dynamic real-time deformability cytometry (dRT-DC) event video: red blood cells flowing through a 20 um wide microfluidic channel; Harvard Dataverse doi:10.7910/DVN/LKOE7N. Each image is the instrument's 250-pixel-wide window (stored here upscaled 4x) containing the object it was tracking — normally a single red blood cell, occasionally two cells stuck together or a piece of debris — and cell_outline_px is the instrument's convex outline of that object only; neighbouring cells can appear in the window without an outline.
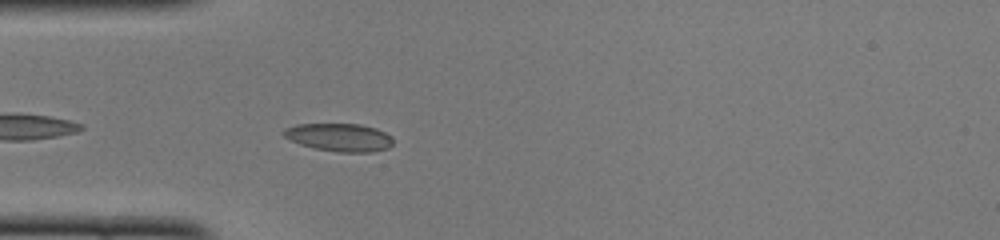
{"species": "common noctule bat (a hibernating species)", "species_latin": "Nyctalus noctula", "temperature_condition": "cold", "stored_images_in_passage": 39, "camera_frame_rate_fps": 3000, "um_per_image_px": 0.085, "animal": {"sex": "female", "body_mass_g": 22.0, "forearm_length_mm": 56.7}, "frame": {"image": 1, "passage_image": 3, "time_ms": 0.667, "image_size_px": [1000, 240], "cell_outline_px": [[392, 144], [388, 148], [372, 152], [340, 152], [316, 148], [300, 144], [284, 136], [280, 132], [284, 128], [296, 124], [360, 124], [376, 128], [392, 136]], "centroid_in_image_um": [28.84, 11.66], "position_along_channel_um": 56.2, "area_um2": 17.8}}
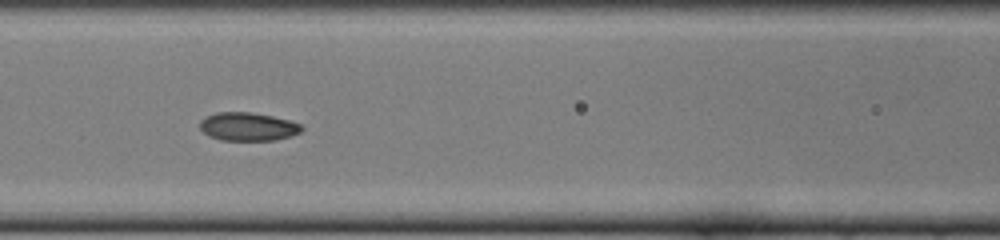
{"frame": {"image": 2, "passage_image": 10, "time_ms": 3.0, "image_size_px": [1000, 240], "cell_outline_px": [[304, 128], [300, 132], [292, 136], [276, 140], [220, 140], [208, 136], [200, 128], [200, 120], [204, 116], [216, 112], [252, 112], [272, 116], [288, 120], [300, 124]], "centroid_in_image_um": [21.05, 10.76], "position_along_channel_um": 145.5, "area_um2": 16.94}}
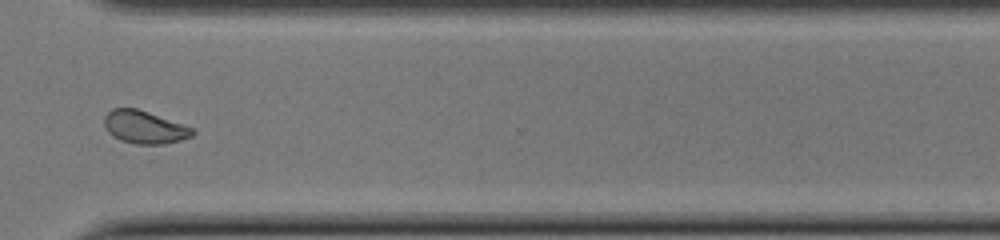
{"frame": {"image": 3, "passage_image": 26, "time_ms": 8.333, "image_size_px": [1000, 240], "cell_outline_px": [[196, 132], [192, 136], [180, 140], [164, 144], [136, 144], [120, 140], [112, 136], [108, 132], [104, 124], [104, 116], [112, 108], [136, 108], [196, 128]], "centroid_in_image_um": [12.3, 10.81], "position_along_channel_um": 358.3, "area_um2": 16.99}, "authors_computed_cell_mechanics": {"area_um2": 17.051, "velocity_mm_per_s": 3.9767, "shape_relaxation_time_tau1_ms": null, "shape_relaxation_time_tau2_ms": 2.3686, "deformation_change_tau1": null, "deformation_change_tau2": 0.0687}}